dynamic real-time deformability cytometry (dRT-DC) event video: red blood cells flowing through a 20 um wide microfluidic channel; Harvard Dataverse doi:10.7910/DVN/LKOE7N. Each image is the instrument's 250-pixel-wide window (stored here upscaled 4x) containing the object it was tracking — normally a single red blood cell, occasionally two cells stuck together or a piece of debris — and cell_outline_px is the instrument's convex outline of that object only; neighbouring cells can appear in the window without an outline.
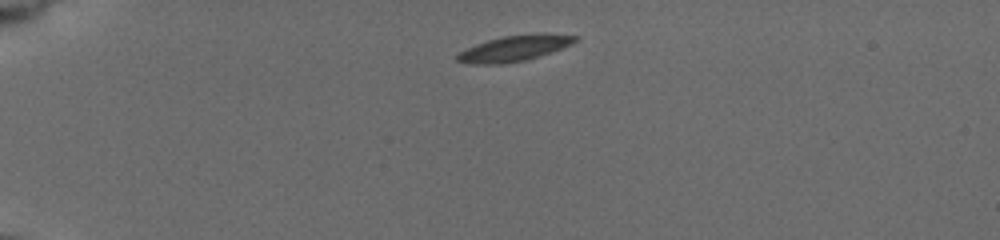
{"species": "common noctule bat (a hibernating species)", "species_latin": "Nyctalus noctula", "temperature_condition": "cold", "stored_images_in_passage": 12, "camera_frame_rate_fps": 3000, "um_per_image_px": 0.085, "animal": {"sex": "female", "body_mass_g": 19.5, "forearm_length_mm": 54.1}, "frame": {"image": 1, "passage_image": 1, "time_ms": 0.0, "image_size_px": [1000, 240], "cell_outline_px": [[576, 40], [560, 48], [524, 60], [500, 64], [472, 64], [456, 60], [456, 56], [460, 52], [476, 44], [488, 40], [504, 36], [576, 36]], "centroid_in_image_um": [43.52, 4.16], "position_along_channel_um": 41.5, "area_um2": 16.13}}
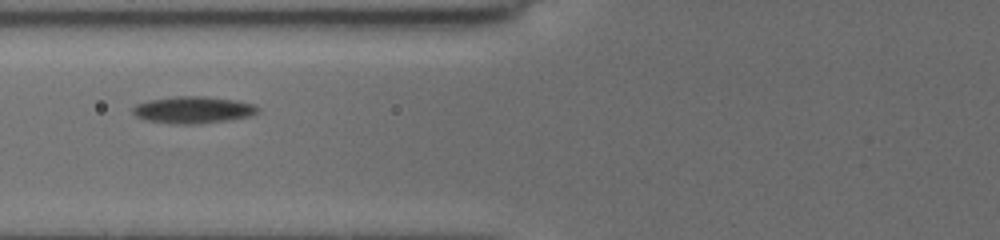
{"frame": {"image": 2, "passage_image": 6, "time_ms": 3.333, "image_size_px": [1000, 240], "cell_outline_px": [[260, 108], [256, 112], [248, 116], [224, 120], [184, 124], [148, 120], [136, 116], [132, 112], [132, 108], [136, 104], [148, 100], [176, 96], [208, 96], [236, 100], [252, 104]], "centroid_in_image_um": [16.38, 9.3], "position_along_channel_um": 109.4, "area_um2": 19.07}}
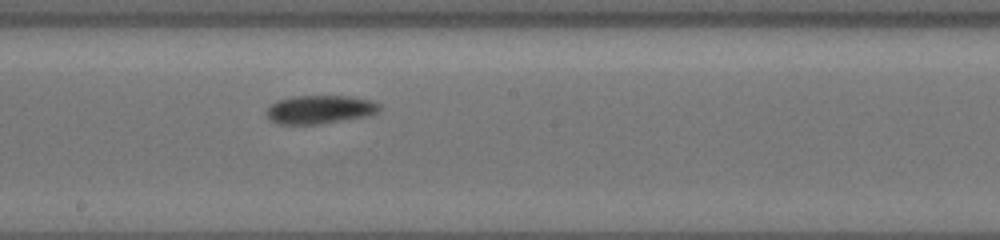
{"frame": {"image": 3, "passage_image": 12, "time_ms": 6.333, "image_size_px": [1000, 240], "cell_outline_px": [[380, 108], [376, 112], [368, 116], [320, 124], [284, 124], [272, 120], [268, 116], [268, 108], [276, 100], [296, 96], [352, 96], [372, 100], [380, 104]], "centroid_in_image_um": [27.24, 9.29], "position_along_channel_um": 221.0, "area_um2": 18.55}}